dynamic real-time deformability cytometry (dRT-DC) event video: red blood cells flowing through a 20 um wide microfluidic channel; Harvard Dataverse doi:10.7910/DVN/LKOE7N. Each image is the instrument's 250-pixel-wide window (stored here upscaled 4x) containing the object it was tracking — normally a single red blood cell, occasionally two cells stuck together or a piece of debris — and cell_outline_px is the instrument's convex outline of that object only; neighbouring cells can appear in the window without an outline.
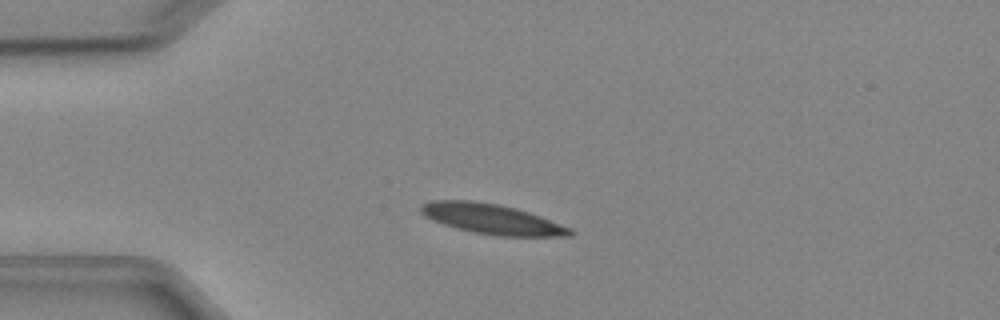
{"species": "Egyptian fruit bat (a non-hibernating species)", "species_latin": "Rousettus aegyptiacus", "temperature_condition": "cold", "stored_images_in_passage": 6, "camera_frame_rate_fps": 3000, "um_per_image_px": 0.085, "animal": {"sex": "female"}, "frame": {"image": 1, "passage_image": 4, "time_ms": 3.333, "image_size_px": [1000, 320], "cell_outline_px": [[572, 236], [496, 236], [476, 232], [444, 224], [432, 220], [424, 216], [420, 212], [420, 204], [432, 200], [472, 200], [500, 204], [516, 208], [540, 216], [572, 228]], "centroid_in_image_um": [41.79, 18.6], "position_along_channel_um": 43.2, "area_um2": 26.07}}